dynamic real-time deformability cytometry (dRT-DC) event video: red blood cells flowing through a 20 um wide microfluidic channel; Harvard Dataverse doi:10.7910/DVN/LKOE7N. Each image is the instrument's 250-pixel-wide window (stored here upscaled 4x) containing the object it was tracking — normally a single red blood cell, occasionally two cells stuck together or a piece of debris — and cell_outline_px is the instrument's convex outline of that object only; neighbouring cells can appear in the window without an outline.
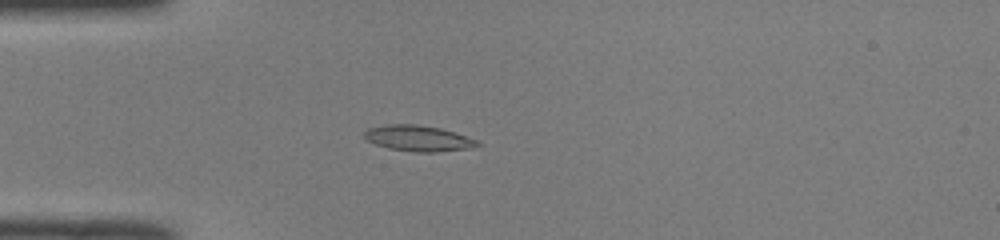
{"species": "common noctule bat (a hibernating species)", "species_latin": "Nyctalus noctula", "temperature_condition": "room temperature", "stored_images_in_passage": 37, "camera_frame_rate_fps": 3000, "um_per_image_px": 0.085, "animal": {"sex": "male", "body_mass_g": 19.0, "forearm_length_mm": 50.8}, "frame": {"image": 1, "passage_image": 1, "time_ms": 0.0, "image_size_px": [1000, 240], "cell_outline_px": [[484, 144], [468, 148], [436, 152], [412, 152], [388, 148], [376, 144], [368, 140], [364, 136], [364, 132], [368, 128], [388, 124], [416, 124], [440, 128], [476, 140]], "centroid_in_image_um": [35.53, 11.76], "position_along_channel_um": 49.5, "area_um2": 16.82}}
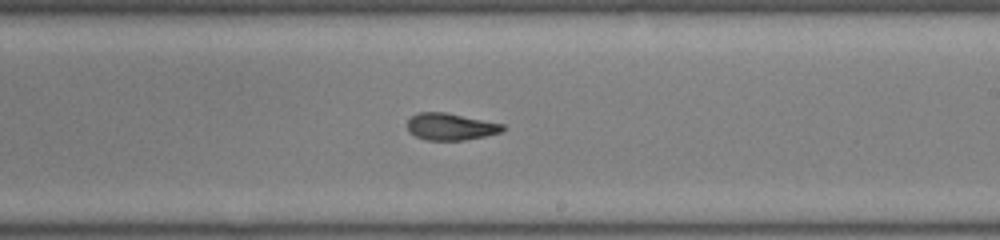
{"frame": {"image": 2, "passage_image": 17, "time_ms": 5.333, "image_size_px": [1000, 240], "cell_outline_px": [[504, 128], [500, 132], [484, 136], [464, 140], [428, 140], [416, 136], [408, 132], [408, 120], [416, 112], [444, 112], [504, 124]], "centroid_in_image_um": [38.27, 10.76], "position_along_channel_um": 250.7, "area_um2": 14.8}}
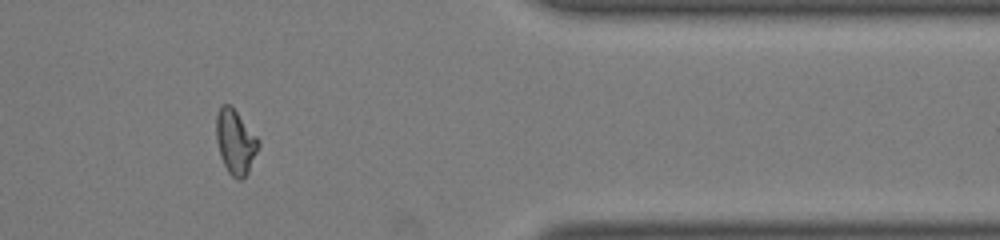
{"frame": {"image": 3, "passage_image": 29, "time_ms": 9.333, "image_size_px": [1000, 240], "cell_outline_px": [[260, 144], [248, 172], [240, 180], [236, 180], [228, 172], [220, 156], [216, 140], [216, 116], [220, 108], [224, 104], [228, 104], [236, 112], [260, 140]], "centroid_in_image_um": [20.0, 12.09], "position_along_channel_um": 391.4, "area_um2": 15.61}, "authors_computed_cell_mechanics": {"area_um2": 15.7794, "velocity_mm_per_s": 4.0273, "shape_relaxation_time_tau1_ms": 8.5725, "shape_relaxation_time_tau2_ms": 2.3163, "deformation_change_tau1": 0.2262, "deformation_change_tau2": 0.0792}}